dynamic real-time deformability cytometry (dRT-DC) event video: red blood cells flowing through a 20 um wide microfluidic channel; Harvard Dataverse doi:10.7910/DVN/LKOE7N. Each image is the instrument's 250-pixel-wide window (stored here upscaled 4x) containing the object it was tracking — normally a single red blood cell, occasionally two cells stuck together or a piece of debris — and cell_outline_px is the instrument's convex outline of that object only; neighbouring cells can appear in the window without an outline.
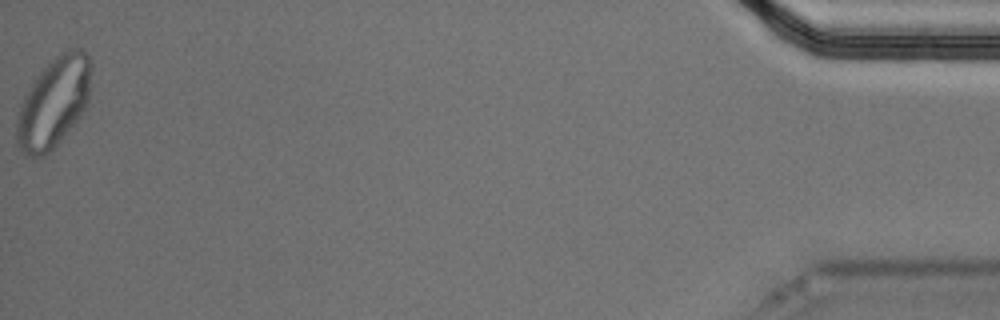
{"species": "Egyptian fruit bat (a non-hibernating species)", "species_latin": "Rousettus aegyptiacus", "temperature_condition": "cold", "stored_images_in_passage": 56, "segment_of_instrument_passage": [2, 2], "camera_frame_rate_fps": 3000, "um_per_image_px": 0.085, "animal": {"sex": "male"}, "frame": {"image": 1, "passage_image": 56, "time_ms": 18.333, "image_size_px": [1000, 320], "cell_outline_px": [[92, 68], [88, 100], [80, 116], [60, 140], [44, 156], [32, 160], [24, 156], [16, 144], [16, 120], [20, 104], [24, 96], [36, 76], [60, 52], [68, 48], [80, 48], [92, 60]], "centroid_in_image_um": [4.54, 8.73], "position_along_channel_um": 430.7, "area_um2": 39.36}}